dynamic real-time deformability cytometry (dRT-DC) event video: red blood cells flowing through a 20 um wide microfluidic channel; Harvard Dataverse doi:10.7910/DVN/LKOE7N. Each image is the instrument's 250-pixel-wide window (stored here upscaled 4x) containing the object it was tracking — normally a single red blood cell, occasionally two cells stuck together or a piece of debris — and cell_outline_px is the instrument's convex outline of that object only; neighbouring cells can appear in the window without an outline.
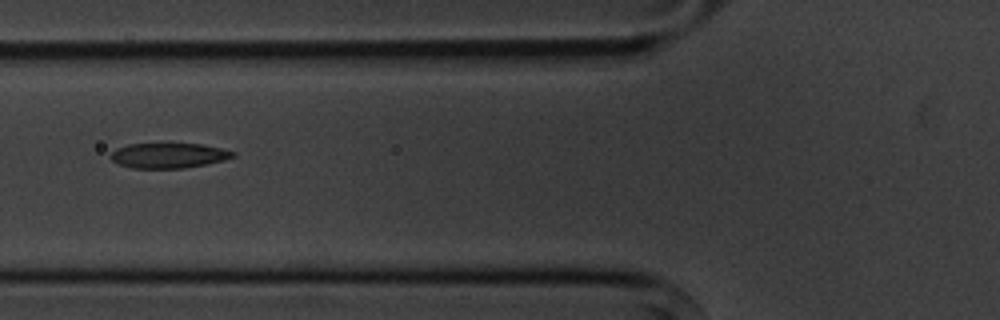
{"species": "common noctule bat (a hibernating species)", "species_latin": "Nyctalus noctula", "temperature_condition": "cold", "stored_images_in_passage": 9, "camera_frame_rate_fps": 3000, "um_per_image_px": 0.085, "animal": {"sex": "male", "body_mass_g": 20.1, "forearm_length_mm": 53.5}, "frame": {"image": 1, "passage_image": 6, "time_ms": 6.0, "image_size_px": [1000, 320], "cell_outline_px": [[236, 156], [224, 160], [208, 164], [184, 168], [132, 168], [120, 164], [112, 160], [108, 156], [116, 148], [128, 144], [204, 144], [236, 152]], "centroid_in_image_um": [14.35, 13.22], "position_along_channel_um": 111.5, "area_um2": 17.92}}
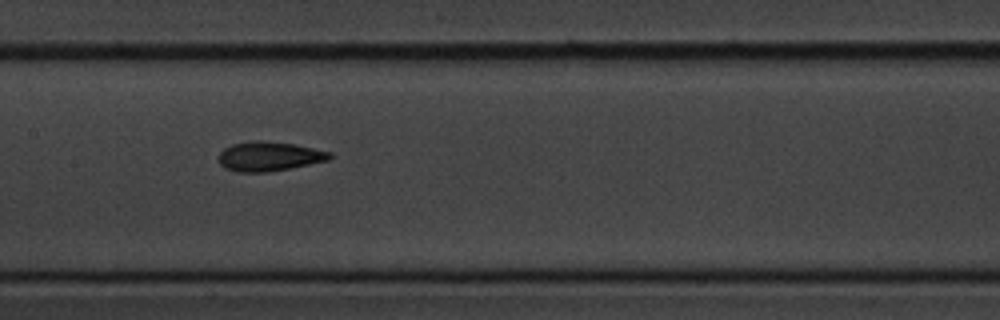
{"frame": {"image": 2, "passage_image": 8, "time_ms": 8.0, "image_size_px": [1000, 320], "cell_outline_px": [[332, 156], [328, 160], [268, 172], [240, 172], [224, 168], [220, 164], [220, 152], [224, 148], [232, 144], [252, 140], [264, 140], [296, 144], [332, 152]], "centroid_in_image_um": [22.87, 13.27], "position_along_channel_um": 184.5, "area_um2": 19.02}}
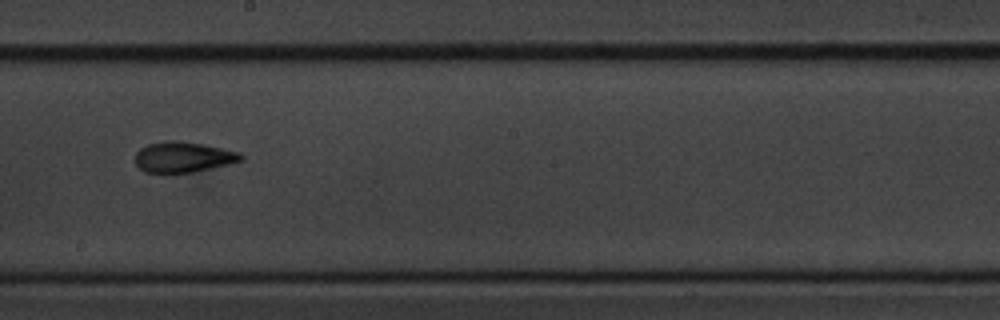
{"frame": {"image": 3, "passage_image": 9, "time_ms": 9.333, "image_size_px": [1000, 320], "cell_outline_px": [[244, 160], [228, 164], [192, 172], [168, 176], [144, 172], [136, 164], [136, 152], [140, 148], [148, 144], [164, 140], [180, 140], [204, 144], [240, 152], [244, 156]], "centroid_in_image_um": [15.54, 13.38], "position_along_channel_um": 232.7, "area_um2": 19.54}}